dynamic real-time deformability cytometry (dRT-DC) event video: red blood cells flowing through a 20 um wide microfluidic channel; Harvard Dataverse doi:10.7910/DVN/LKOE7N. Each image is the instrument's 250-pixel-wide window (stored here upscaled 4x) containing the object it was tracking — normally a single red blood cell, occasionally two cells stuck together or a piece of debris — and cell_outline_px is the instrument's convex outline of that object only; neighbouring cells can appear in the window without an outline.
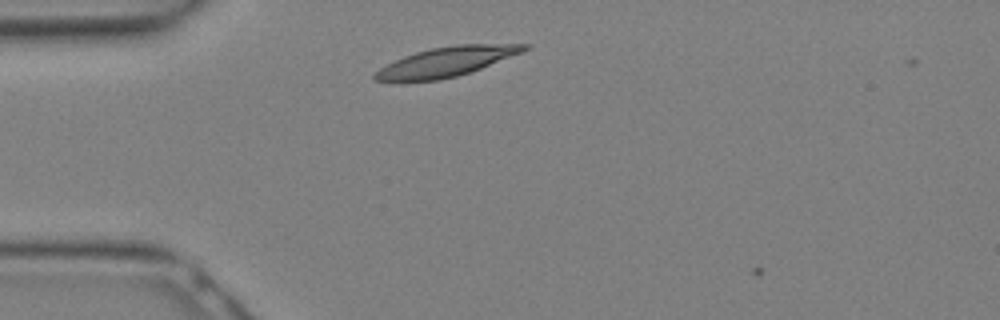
{"species": "Egyptian fruit bat (a non-hibernating species)", "species_latin": "Rousettus aegyptiacus", "temperature_condition": "warm", "stored_images_in_passage": 3, "camera_frame_rate_fps": 3000, "um_per_image_px": 0.085, "animal": {"sex": "female"}, "frame": {"image": 1, "passage_image": 2, "time_ms": 0.333, "image_size_px": [1000, 320], "cell_outline_px": [[532, 44], [524, 52], [480, 68], [456, 76], [436, 80], [372, 80], [372, 76], [380, 68], [404, 56], [416, 52], [432, 48], [456, 44]], "centroid_in_image_um": [37.99, 5.22], "position_along_channel_um": 47.0, "area_um2": 25.09}}